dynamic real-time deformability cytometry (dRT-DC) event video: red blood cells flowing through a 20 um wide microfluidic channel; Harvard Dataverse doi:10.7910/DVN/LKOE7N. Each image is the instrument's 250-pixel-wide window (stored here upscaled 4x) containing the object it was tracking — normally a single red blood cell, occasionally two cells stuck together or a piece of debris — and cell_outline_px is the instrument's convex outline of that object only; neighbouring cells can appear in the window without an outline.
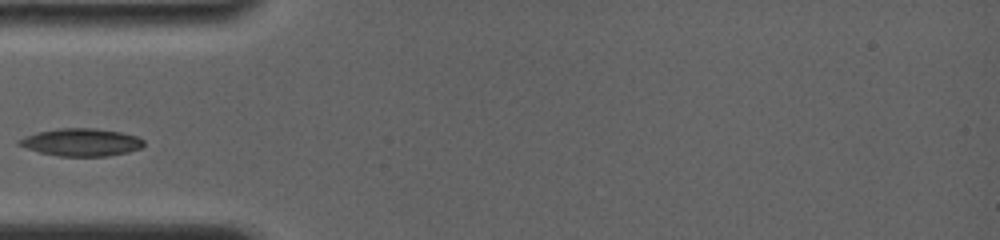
{"species": "common noctule bat (a hibernating species)", "species_latin": "Nyctalus noctula", "temperature_condition": "room temperature", "stored_images_in_passage": 3, "camera_frame_rate_fps": 4000, "um_per_image_px": 0.085, "animal": {"sex": "female", "body_mass_g": 19.0, "forearm_length_mm": 56.7}, "frame": {"image": 1, "passage_image": 2, "time_ms": 0.75, "image_size_px": [1000, 240], "cell_outline_px": [[144, 144], [140, 148], [128, 152], [108, 156], [60, 156], [40, 152], [16, 144], [16, 140], [40, 132], [60, 128], [92, 128], [120, 132], [136, 136], [144, 140]], "centroid_in_image_um": [6.93, 12.1], "position_along_channel_um": 78.1, "area_um2": 19.77}}